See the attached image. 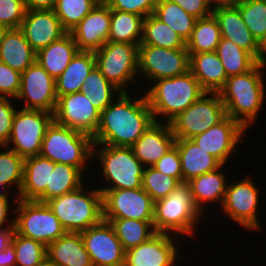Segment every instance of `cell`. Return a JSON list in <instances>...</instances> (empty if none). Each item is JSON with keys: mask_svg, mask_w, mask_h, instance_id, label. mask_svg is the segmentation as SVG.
<instances>
[{"mask_svg": "<svg viewBox=\"0 0 266 266\" xmlns=\"http://www.w3.org/2000/svg\"><path fill=\"white\" fill-rule=\"evenodd\" d=\"M94 55L96 67L121 92H132L129 88L130 82L132 85L136 83L134 87L138 86V46L136 44L107 41L94 52Z\"/></svg>", "mask_w": 266, "mask_h": 266, "instance_id": "ba28073f", "label": "cell"}, {"mask_svg": "<svg viewBox=\"0 0 266 266\" xmlns=\"http://www.w3.org/2000/svg\"><path fill=\"white\" fill-rule=\"evenodd\" d=\"M148 87L143 92L157 122L169 123L205 93L190 71L172 78L155 80Z\"/></svg>", "mask_w": 266, "mask_h": 266, "instance_id": "277c9868", "label": "cell"}, {"mask_svg": "<svg viewBox=\"0 0 266 266\" xmlns=\"http://www.w3.org/2000/svg\"><path fill=\"white\" fill-rule=\"evenodd\" d=\"M9 199L10 195L7 198H0V228L14 227L15 205L18 199L12 201V204Z\"/></svg>", "mask_w": 266, "mask_h": 266, "instance_id": "816d5d0a", "label": "cell"}, {"mask_svg": "<svg viewBox=\"0 0 266 266\" xmlns=\"http://www.w3.org/2000/svg\"><path fill=\"white\" fill-rule=\"evenodd\" d=\"M182 165V182L190 180L219 168L222 163L213 155L199 148L191 139L175 140Z\"/></svg>", "mask_w": 266, "mask_h": 266, "instance_id": "4316f807", "label": "cell"}, {"mask_svg": "<svg viewBox=\"0 0 266 266\" xmlns=\"http://www.w3.org/2000/svg\"><path fill=\"white\" fill-rule=\"evenodd\" d=\"M257 63L266 69V35L259 43Z\"/></svg>", "mask_w": 266, "mask_h": 266, "instance_id": "9f6ffc18", "label": "cell"}, {"mask_svg": "<svg viewBox=\"0 0 266 266\" xmlns=\"http://www.w3.org/2000/svg\"><path fill=\"white\" fill-rule=\"evenodd\" d=\"M176 237L179 238L168 233H156L148 241L125 251L124 266H176L178 259L184 258L179 252L181 242L177 244L179 239Z\"/></svg>", "mask_w": 266, "mask_h": 266, "instance_id": "d6986e66", "label": "cell"}, {"mask_svg": "<svg viewBox=\"0 0 266 266\" xmlns=\"http://www.w3.org/2000/svg\"><path fill=\"white\" fill-rule=\"evenodd\" d=\"M78 51V47L72 35L67 33L61 39L40 49L36 53V61L51 77L57 79Z\"/></svg>", "mask_w": 266, "mask_h": 266, "instance_id": "f546056e", "label": "cell"}, {"mask_svg": "<svg viewBox=\"0 0 266 266\" xmlns=\"http://www.w3.org/2000/svg\"><path fill=\"white\" fill-rule=\"evenodd\" d=\"M110 9L134 13L146 18L154 13L157 0H108Z\"/></svg>", "mask_w": 266, "mask_h": 266, "instance_id": "bcb514c9", "label": "cell"}, {"mask_svg": "<svg viewBox=\"0 0 266 266\" xmlns=\"http://www.w3.org/2000/svg\"><path fill=\"white\" fill-rule=\"evenodd\" d=\"M153 168L163 175L176 178L179 182H182V165L179 152L175 146L159 159L158 162L154 164Z\"/></svg>", "mask_w": 266, "mask_h": 266, "instance_id": "681fc988", "label": "cell"}, {"mask_svg": "<svg viewBox=\"0 0 266 266\" xmlns=\"http://www.w3.org/2000/svg\"><path fill=\"white\" fill-rule=\"evenodd\" d=\"M244 1H248V0H231V6L244 2Z\"/></svg>", "mask_w": 266, "mask_h": 266, "instance_id": "6125c7cd", "label": "cell"}, {"mask_svg": "<svg viewBox=\"0 0 266 266\" xmlns=\"http://www.w3.org/2000/svg\"><path fill=\"white\" fill-rule=\"evenodd\" d=\"M121 92L100 114L93 145L131 147L155 122L145 93Z\"/></svg>", "mask_w": 266, "mask_h": 266, "instance_id": "6da1fadb", "label": "cell"}, {"mask_svg": "<svg viewBox=\"0 0 266 266\" xmlns=\"http://www.w3.org/2000/svg\"><path fill=\"white\" fill-rule=\"evenodd\" d=\"M140 44H148L166 49H186V42L154 14L148 15L143 20Z\"/></svg>", "mask_w": 266, "mask_h": 266, "instance_id": "d590c367", "label": "cell"}, {"mask_svg": "<svg viewBox=\"0 0 266 266\" xmlns=\"http://www.w3.org/2000/svg\"><path fill=\"white\" fill-rule=\"evenodd\" d=\"M0 185H2L10 194L12 191L13 199H18L20 188L23 182L24 158L20 157L13 150L6 146H0ZM15 186V190L11 188Z\"/></svg>", "mask_w": 266, "mask_h": 266, "instance_id": "ab89813d", "label": "cell"}, {"mask_svg": "<svg viewBox=\"0 0 266 266\" xmlns=\"http://www.w3.org/2000/svg\"><path fill=\"white\" fill-rule=\"evenodd\" d=\"M14 98L0 97V146H5L11 134L13 118L18 108Z\"/></svg>", "mask_w": 266, "mask_h": 266, "instance_id": "c3c4849f", "label": "cell"}, {"mask_svg": "<svg viewBox=\"0 0 266 266\" xmlns=\"http://www.w3.org/2000/svg\"><path fill=\"white\" fill-rule=\"evenodd\" d=\"M0 266H16L15 247L12 243L4 251H0Z\"/></svg>", "mask_w": 266, "mask_h": 266, "instance_id": "db71d44e", "label": "cell"}, {"mask_svg": "<svg viewBox=\"0 0 266 266\" xmlns=\"http://www.w3.org/2000/svg\"><path fill=\"white\" fill-rule=\"evenodd\" d=\"M202 215L194 203L189 183L183 181L167 197L154 202L153 226L156 233L193 239Z\"/></svg>", "mask_w": 266, "mask_h": 266, "instance_id": "3957f363", "label": "cell"}, {"mask_svg": "<svg viewBox=\"0 0 266 266\" xmlns=\"http://www.w3.org/2000/svg\"><path fill=\"white\" fill-rule=\"evenodd\" d=\"M54 121L53 113L37 109H17L11 134L5 145L26 159L40 154L47 128Z\"/></svg>", "mask_w": 266, "mask_h": 266, "instance_id": "8fae6325", "label": "cell"}, {"mask_svg": "<svg viewBox=\"0 0 266 266\" xmlns=\"http://www.w3.org/2000/svg\"><path fill=\"white\" fill-rule=\"evenodd\" d=\"M100 191L103 219L153 221L154 202L143 188Z\"/></svg>", "mask_w": 266, "mask_h": 266, "instance_id": "5bb4252c", "label": "cell"}, {"mask_svg": "<svg viewBox=\"0 0 266 266\" xmlns=\"http://www.w3.org/2000/svg\"><path fill=\"white\" fill-rule=\"evenodd\" d=\"M96 66L92 51H78L63 73L55 79L57 97L81 92L82 84Z\"/></svg>", "mask_w": 266, "mask_h": 266, "instance_id": "f1b7e54d", "label": "cell"}, {"mask_svg": "<svg viewBox=\"0 0 266 266\" xmlns=\"http://www.w3.org/2000/svg\"><path fill=\"white\" fill-rule=\"evenodd\" d=\"M236 6L251 34L260 43L266 35V0H248Z\"/></svg>", "mask_w": 266, "mask_h": 266, "instance_id": "7bdbcfd3", "label": "cell"}, {"mask_svg": "<svg viewBox=\"0 0 266 266\" xmlns=\"http://www.w3.org/2000/svg\"><path fill=\"white\" fill-rule=\"evenodd\" d=\"M81 92L88 97V100L100 112L109 106L121 93L117 87L105 78L96 66L86 77L82 84Z\"/></svg>", "mask_w": 266, "mask_h": 266, "instance_id": "74e56055", "label": "cell"}, {"mask_svg": "<svg viewBox=\"0 0 266 266\" xmlns=\"http://www.w3.org/2000/svg\"><path fill=\"white\" fill-rule=\"evenodd\" d=\"M180 182L173 177L163 175L153 167H145L142 188L151 196L153 202L167 197Z\"/></svg>", "mask_w": 266, "mask_h": 266, "instance_id": "ee69618b", "label": "cell"}, {"mask_svg": "<svg viewBox=\"0 0 266 266\" xmlns=\"http://www.w3.org/2000/svg\"><path fill=\"white\" fill-rule=\"evenodd\" d=\"M240 180L238 182L232 180L233 183L229 181L224 201L218 211L219 213L224 212L226 218H229L228 220L240 224L242 229L260 231L262 226L258 216L261 213L258 212L261 203V190L258 183L254 182L249 175Z\"/></svg>", "mask_w": 266, "mask_h": 266, "instance_id": "7c38bea8", "label": "cell"}, {"mask_svg": "<svg viewBox=\"0 0 266 266\" xmlns=\"http://www.w3.org/2000/svg\"><path fill=\"white\" fill-rule=\"evenodd\" d=\"M189 71L205 92H219L225 85L227 74L216 52L189 54Z\"/></svg>", "mask_w": 266, "mask_h": 266, "instance_id": "484cf974", "label": "cell"}, {"mask_svg": "<svg viewBox=\"0 0 266 266\" xmlns=\"http://www.w3.org/2000/svg\"><path fill=\"white\" fill-rule=\"evenodd\" d=\"M101 112L83 92L57 98L53 113L54 122L93 137L100 122Z\"/></svg>", "mask_w": 266, "mask_h": 266, "instance_id": "9a60e30c", "label": "cell"}, {"mask_svg": "<svg viewBox=\"0 0 266 266\" xmlns=\"http://www.w3.org/2000/svg\"><path fill=\"white\" fill-rule=\"evenodd\" d=\"M189 71L187 49H166L148 44L138 46V77L151 85L155 80L172 78ZM142 76V78L140 77ZM144 77V78H143Z\"/></svg>", "mask_w": 266, "mask_h": 266, "instance_id": "4fadbf2b", "label": "cell"}, {"mask_svg": "<svg viewBox=\"0 0 266 266\" xmlns=\"http://www.w3.org/2000/svg\"><path fill=\"white\" fill-rule=\"evenodd\" d=\"M93 159H99L100 167L97 170L101 168L98 172H102V176L98 177L104 180L101 186H96L99 190L142 188L145 167L131 147L93 145Z\"/></svg>", "mask_w": 266, "mask_h": 266, "instance_id": "8992f818", "label": "cell"}, {"mask_svg": "<svg viewBox=\"0 0 266 266\" xmlns=\"http://www.w3.org/2000/svg\"><path fill=\"white\" fill-rule=\"evenodd\" d=\"M178 4L195 18H204L212 14V7L207 0H169Z\"/></svg>", "mask_w": 266, "mask_h": 266, "instance_id": "f907efd6", "label": "cell"}, {"mask_svg": "<svg viewBox=\"0 0 266 266\" xmlns=\"http://www.w3.org/2000/svg\"><path fill=\"white\" fill-rule=\"evenodd\" d=\"M11 243L15 247L16 266H37L47 259V247L37 240L14 232Z\"/></svg>", "mask_w": 266, "mask_h": 266, "instance_id": "b9f144b4", "label": "cell"}, {"mask_svg": "<svg viewBox=\"0 0 266 266\" xmlns=\"http://www.w3.org/2000/svg\"><path fill=\"white\" fill-rule=\"evenodd\" d=\"M19 29L36 53L68 33L54 10H26Z\"/></svg>", "mask_w": 266, "mask_h": 266, "instance_id": "44dd1931", "label": "cell"}, {"mask_svg": "<svg viewBox=\"0 0 266 266\" xmlns=\"http://www.w3.org/2000/svg\"><path fill=\"white\" fill-rule=\"evenodd\" d=\"M212 14L219 24L222 38L232 41L257 60L259 43L246 26L239 8L236 5L220 6L213 8Z\"/></svg>", "mask_w": 266, "mask_h": 266, "instance_id": "603a6c76", "label": "cell"}, {"mask_svg": "<svg viewBox=\"0 0 266 266\" xmlns=\"http://www.w3.org/2000/svg\"><path fill=\"white\" fill-rule=\"evenodd\" d=\"M222 36L213 14L196 20L191 37L186 42L189 54L214 52Z\"/></svg>", "mask_w": 266, "mask_h": 266, "instance_id": "836d02e7", "label": "cell"}, {"mask_svg": "<svg viewBox=\"0 0 266 266\" xmlns=\"http://www.w3.org/2000/svg\"><path fill=\"white\" fill-rule=\"evenodd\" d=\"M265 68L257 63L250 71L230 76L218 92L226 108V115L237 121L246 131L258 119L266 102Z\"/></svg>", "mask_w": 266, "mask_h": 266, "instance_id": "7a4b0ae2", "label": "cell"}, {"mask_svg": "<svg viewBox=\"0 0 266 266\" xmlns=\"http://www.w3.org/2000/svg\"><path fill=\"white\" fill-rule=\"evenodd\" d=\"M94 1L97 3H107L108 2V0H94Z\"/></svg>", "mask_w": 266, "mask_h": 266, "instance_id": "be15d7a7", "label": "cell"}, {"mask_svg": "<svg viewBox=\"0 0 266 266\" xmlns=\"http://www.w3.org/2000/svg\"><path fill=\"white\" fill-rule=\"evenodd\" d=\"M11 195L2 185H0V198H7Z\"/></svg>", "mask_w": 266, "mask_h": 266, "instance_id": "91938a15", "label": "cell"}, {"mask_svg": "<svg viewBox=\"0 0 266 266\" xmlns=\"http://www.w3.org/2000/svg\"><path fill=\"white\" fill-rule=\"evenodd\" d=\"M144 17L111 9L108 41L125 42L139 46L142 39Z\"/></svg>", "mask_w": 266, "mask_h": 266, "instance_id": "d6a6232c", "label": "cell"}, {"mask_svg": "<svg viewBox=\"0 0 266 266\" xmlns=\"http://www.w3.org/2000/svg\"><path fill=\"white\" fill-rule=\"evenodd\" d=\"M153 14L174 30L185 42L191 37L197 18L188 14L175 2L157 0Z\"/></svg>", "mask_w": 266, "mask_h": 266, "instance_id": "8d00e7d4", "label": "cell"}, {"mask_svg": "<svg viewBox=\"0 0 266 266\" xmlns=\"http://www.w3.org/2000/svg\"><path fill=\"white\" fill-rule=\"evenodd\" d=\"M50 167L51 160L40 155L26 158L18 199L37 200L49 185Z\"/></svg>", "mask_w": 266, "mask_h": 266, "instance_id": "4dcf8cb0", "label": "cell"}, {"mask_svg": "<svg viewBox=\"0 0 266 266\" xmlns=\"http://www.w3.org/2000/svg\"><path fill=\"white\" fill-rule=\"evenodd\" d=\"M21 87V73L0 61V97L16 99Z\"/></svg>", "mask_w": 266, "mask_h": 266, "instance_id": "7dc6e473", "label": "cell"}, {"mask_svg": "<svg viewBox=\"0 0 266 266\" xmlns=\"http://www.w3.org/2000/svg\"><path fill=\"white\" fill-rule=\"evenodd\" d=\"M0 61L20 73L36 61V52L19 28L5 34L0 44Z\"/></svg>", "mask_w": 266, "mask_h": 266, "instance_id": "83f0119b", "label": "cell"}, {"mask_svg": "<svg viewBox=\"0 0 266 266\" xmlns=\"http://www.w3.org/2000/svg\"><path fill=\"white\" fill-rule=\"evenodd\" d=\"M14 232V227L0 228V251H4V249L11 243Z\"/></svg>", "mask_w": 266, "mask_h": 266, "instance_id": "11a10c76", "label": "cell"}, {"mask_svg": "<svg viewBox=\"0 0 266 266\" xmlns=\"http://www.w3.org/2000/svg\"><path fill=\"white\" fill-rule=\"evenodd\" d=\"M26 10H53L56 0H24Z\"/></svg>", "mask_w": 266, "mask_h": 266, "instance_id": "f5cc1de1", "label": "cell"}, {"mask_svg": "<svg viewBox=\"0 0 266 266\" xmlns=\"http://www.w3.org/2000/svg\"><path fill=\"white\" fill-rule=\"evenodd\" d=\"M111 9L98 3L69 33L79 51L95 52L107 41L110 31Z\"/></svg>", "mask_w": 266, "mask_h": 266, "instance_id": "ffe728a7", "label": "cell"}, {"mask_svg": "<svg viewBox=\"0 0 266 266\" xmlns=\"http://www.w3.org/2000/svg\"><path fill=\"white\" fill-rule=\"evenodd\" d=\"M24 0H0V24L9 29H18L24 19Z\"/></svg>", "mask_w": 266, "mask_h": 266, "instance_id": "f6af8a7d", "label": "cell"}, {"mask_svg": "<svg viewBox=\"0 0 266 266\" xmlns=\"http://www.w3.org/2000/svg\"><path fill=\"white\" fill-rule=\"evenodd\" d=\"M85 172L71 165L51 161L49 185L36 201L46 203L50 199L77 190L87 182Z\"/></svg>", "mask_w": 266, "mask_h": 266, "instance_id": "1f68e13d", "label": "cell"}, {"mask_svg": "<svg viewBox=\"0 0 266 266\" xmlns=\"http://www.w3.org/2000/svg\"><path fill=\"white\" fill-rule=\"evenodd\" d=\"M80 233L93 266H124L125 250L108 221Z\"/></svg>", "mask_w": 266, "mask_h": 266, "instance_id": "e0dca14e", "label": "cell"}, {"mask_svg": "<svg viewBox=\"0 0 266 266\" xmlns=\"http://www.w3.org/2000/svg\"><path fill=\"white\" fill-rule=\"evenodd\" d=\"M207 2L212 9L220 6H231V0H207Z\"/></svg>", "mask_w": 266, "mask_h": 266, "instance_id": "6f0895ef", "label": "cell"}, {"mask_svg": "<svg viewBox=\"0 0 266 266\" xmlns=\"http://www.w3.org/2000/svg\"><path fill=\"white\" fill-rule=\"evenodd\" d=\"M175 140L169 123L155 121L131 148L144 167H153L174 147Z\"/></svg>", "mask_w": 266, "mask_h": 266, "instance_id": "7402d4cb", "label": "cell"}, {"mask_svg": "<svg viewBox=\"0 0 266 266\" xmlns=\"http://www.w3.org/2000/svg\"><path fill=\"white\" fill-rule=\"evenodd\" d=\"M9 28L3 24H0V44L4 39L5 34L8 32Z\"/></svg>", "mask_w": 266, "mask_h": 266, "instance_id": "680465c9", "label": "cell"}, {"mask_svg": "<svg viewBox=\"0 0 266 266\" xmlns=\"http://www.w3.org/2000/svg\"><path fill=\"white\" fill-rule=\"evenodd\" d=\"M215 52L224 66L227 77L244 74L257 64L249 52L226 38H221Z\"/></svg>", "mask_w": 266, "mask_h": 266, "instance_id": "f35d334b", "label": "cell"}, {"mask_svg": "<svg viewBox=\"0 0 266 266\" xmlns=\"http://www.w3.org/2000/svg\"><path fill=\"white\" fill-rule=\"evenodd\" d=\"M39 155L54 163L79 168L82 172L90 170L89 162L94 161L93 138L53 121L46 130Z\"/></svg>", "mask_w": 266, "mask_h": 266, "instance_id": "52a82bcc", "label": "cell"}, {"mask_svg": "<svg viewBox=\"0 0 266 266\" xmlns=\"http://www.w3.org/2000/svg\"><path fill=\"white\" fill-rule=\"evenodd\" d=\"M14 217L17 234L37 240L46 247L66 233L61 222L43 202L18 199Z\"/></svg>", "mask_w": 266, "mask_h": 266, "instance_id": "9c48e42d", "label": "cell"}, {"mask_svg": "<svg viewBox=\"0 0 266 266\" xmlns=\"http://www.w3.org/2000/svg\"><path fill=\"white\" fill-rule=\"evenodd\" d=\"M57 98L55 79L37 61L21 73V87L15 101L22 102L24 109L54 113Z\"/></svg>", "mask_w": 266, "mask_h": 266, "instance_id": "2e32d148", "label": "cell"}, {"mask_svg": "<svg viewBox=\"0 0 266 266\" xmlns=\"http://www.w3.org/2000/svg\"><path fill=\"white\" fill-rule=\"evenodd\" d=\"M246 133L248 132L237 121L226 116L221 122L213 125L204 133L194 136L191 140L199 148L226 165L231 163L230 157L236 153L237 144L244 141Z\"/></svg>", "mask_w": 266, "mask_h": 266, "instance_id": "ac0fdd59", "label": "cell"}, {"mask_svg": "<svg viewBox=\"0 0 266 266\" xmlns=\"http://www.w3.org/2000/svg\"><path fill=\"white\" fill-rule=\"evenodd\" d=\"M104 220L111 224L125 251L148 241L156 234L153 221H140L136 219Z\"/></svg>", "mask_w": 266, "mask_h": 266, "instance_id": "e575fe53", "label": "cell"}, {"mask_svg": "<svg viewBox=\"0 0 266 266\" xmlns=\"http://www.w3.org/2000/svg\"><path fill=\"white\" fill-rule=\"evenodd\" d=\"M87 185L46 202L66 232L87 230L103 219L102 192Z\"/></svg>", "mask_w": 266, "mask_h": 266, "instance_id": "5b68a950", "label": "cell"}, {"mask_svg": "<svg viewBox=\"0 0 266 266\" xmlns=\"http://www.w3.org/2000/svg\"><path fill=\"white\" fill-rule=\"evenodd\" d=\"M226 108L217 92H205L169 124L176 140L192 139L226 117Z\"/></svg>", "mask_w": 266, "mask_h": 266, "instance_id": "30bf717a", "label": "cell"}, {"mask_svg": "<svg viewBox=\"0 0 266 266\" xmlns=\"http://www.w3.org/2000/svg\"><path fill=\"white\" fill-rule=\"evenodd\" d=\"M224 166L226 167L225 164H222L219 168L202 174L188 182L194 203L204 214L205 209H207L206 207H208L206 205L210 203H218L219 208L222 206L229 182L228 176L224 173L227 170L224 169Z\"/></svg>", "mask_w": 266, "mask_h": 266, "instance_id": "cb8c5ba5", "label": "cell"}, {"mask_svg": "<svg viewBox=\"0 0 266 266\" xmlns=\"http://www.w3.org/2000/svg\"><path fill=\"white\" fill-rule=\"evenodd\" d=\"M37 266H54L52 263H50L47 259L44 260L41 264Z\"/></svg>", "mask_w": 266, "mask_h": 266, "instance_id": "94428289", "label": "cell"}, {"mask_svg": "<svg viewBox=\"0 0 266 266\" xmlns=\"http://www.w3.org/2000/svg\"><path fill=\"white\" fill-rule=\"evenodd\" d=\"M46 256L54 266H93L80 232H66L53 241Z\"/></svg>", "mask_w": 266, "mask_h": 266, "instance_id": "d4e9b609", "label": "cell"}, {"mask_svg": "<svg viewBox=\"0 0 266 266\" xmlns=\"http://www.w3.org/2000/svg\"><path fill=\"white\" fill-rule=\"evenodd\" d=\"M97 4L94 0H56L53 10L69 33Z\"/></svg>", "mask_w": 266, "mask_h": 266, "instance_id": "60d3db41", "label": "cell"}]
</instances>
